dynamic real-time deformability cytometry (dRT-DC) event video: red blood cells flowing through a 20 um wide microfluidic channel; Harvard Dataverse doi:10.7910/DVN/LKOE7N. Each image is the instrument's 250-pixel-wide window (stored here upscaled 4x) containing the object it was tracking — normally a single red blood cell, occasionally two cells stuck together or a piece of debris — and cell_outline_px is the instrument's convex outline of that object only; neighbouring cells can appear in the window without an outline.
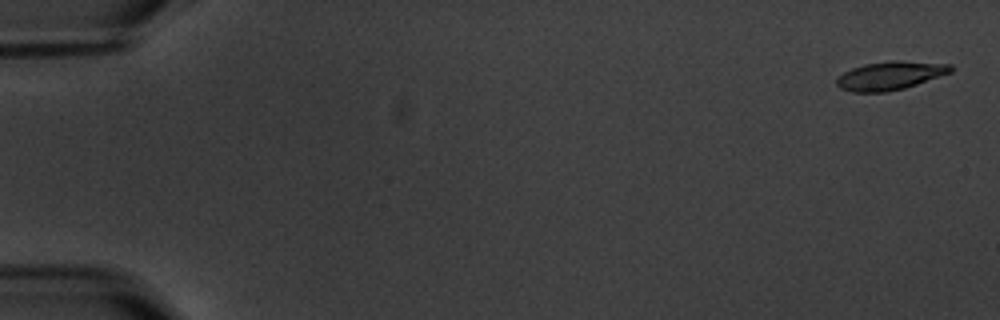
{"species": "common noctule bat (a hibernating species)", "species_latin": "Nyctalus noctula", "temperature_condition": "warm", "stored_images_in_passage": 4, "camera_frame_rate_fps": 3000, "um_per_image_px": 0.085, "animal": {"sex": "male", "body_mass_g": 20.1, "forearm_length_mm": 53.5}, "frame": {"image": 1, "passage_image": 1, "time_ms": 0.0, "image_size_px": [1000, 320], "cell_outline_px": [[952, 72], [904, 88], [884, 92], [852, 92], [840, 88], [836, 84], [836, 80], [844, 72], [852, 68], [864, 64], [892, 60], [900, 60], [952, 64]], "centroid_in_image_um": [75.66, 6.42], "position_along_channel_um": 9.3, "area_um2": 18.84}}